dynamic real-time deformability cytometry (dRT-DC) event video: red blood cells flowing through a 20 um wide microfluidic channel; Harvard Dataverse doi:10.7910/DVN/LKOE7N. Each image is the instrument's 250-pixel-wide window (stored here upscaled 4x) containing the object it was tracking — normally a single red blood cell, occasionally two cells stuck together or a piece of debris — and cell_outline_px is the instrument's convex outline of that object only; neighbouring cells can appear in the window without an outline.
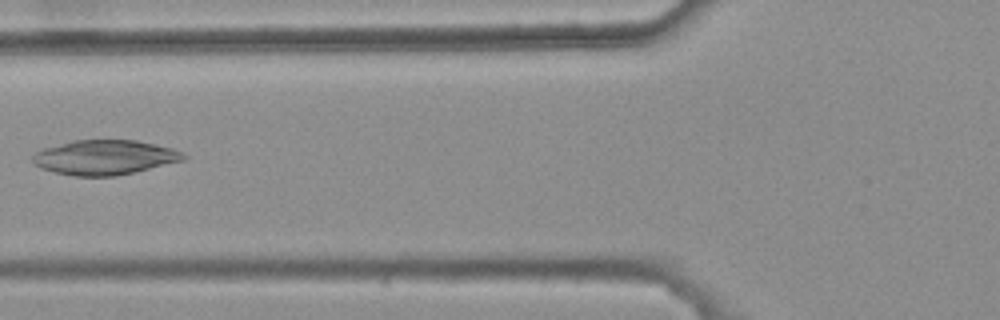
{"species": "common noctule bat (a hibernating species)", "species_latin": "Nyctalus noctula", "temperature_condition": "warm", "stored_images_in_passage": 4, "camera_frame_rate_fps": 3000, "um_per_image_px": 0.085, "animal": {"sex": "female", "body_mass_g": 25.1}, "frame": {"image": 1, "passage_image": 3, "time_ms": 0.667, "image_size_px": [1000, 320], "cell_outline_px": [[188, 156], [184, 160], [116, 176], [76, 176], [56, 172], [40, 168], [32, 164], [32, 156], [40, 148], [72, 140], [136, 140], [172, 148]], "centroid_in_image_um": [8.83, 13.37], "position_along_channel_um": 117.0, "area_um2": 30.52}}
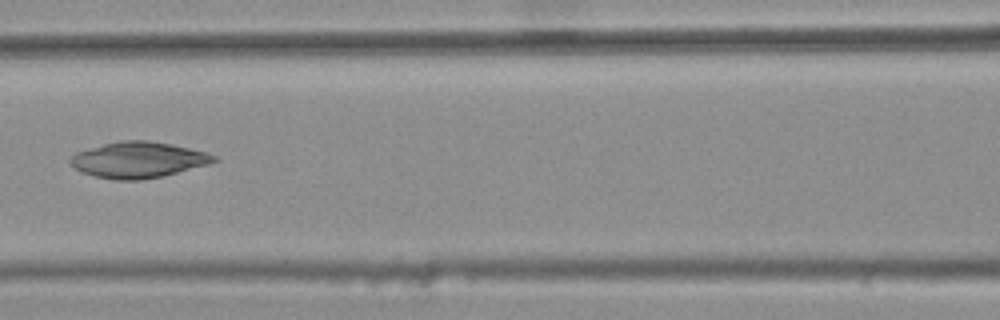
{"frame": {"image": 2, "passage_image": 4, "time_ms": 1.0, "image_size_px": [1000, 320], "cell_outline_px": [[220, 160], [208, 164], [160, 176], [140, 180], [116, 180], [96, 176], [80, 172], [68, 160], [76, 152], [104, 144], [120, 140], [148, 140], [172, 144], [204, 152], [216, 156]], "centroid_in_image_um": [11.74, 13.58], "position_along_channel_um": 154.9, "area_um2": 29.71}}